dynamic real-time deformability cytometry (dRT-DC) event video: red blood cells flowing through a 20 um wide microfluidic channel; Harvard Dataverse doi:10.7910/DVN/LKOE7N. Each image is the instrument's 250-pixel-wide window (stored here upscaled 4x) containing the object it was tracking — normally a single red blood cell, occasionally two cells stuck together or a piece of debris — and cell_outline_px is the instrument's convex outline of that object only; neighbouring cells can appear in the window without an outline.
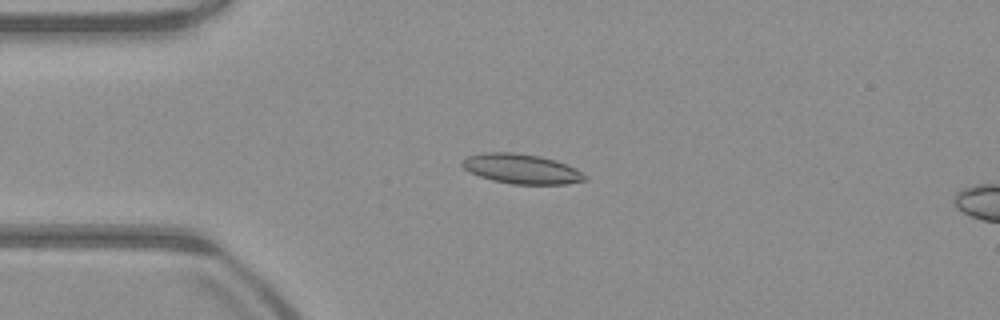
{"species": "common noctule bat (a hibernating species)", "species_latin": "Nyctalus noctula", "temperature_condition": "warm", "stored_images_in_passage": 47, "camera_frame_rate_fps": 3000, "um_per_image_px": 0.085, "animal": {"sex": "male", "body_mass_g": 23.1, "forearm_length_mm": 52.7}, "frame": {"image": 1, "passage_image": 8, "time_ms": 2.333, "image_size_px": [1000, 320], "cell_outline_px": [[588, 180], [568, 184], [512, 184], [492, 180], [468, 172], [460, 164], [468, 156], [484, 152], [512, 152], [540, 156], [556, 160], [576, 168]], "centroid_in_image_um": [44.32, 14.35], "position_along_channel_um": 40.7, "area_um2": 21.27}}
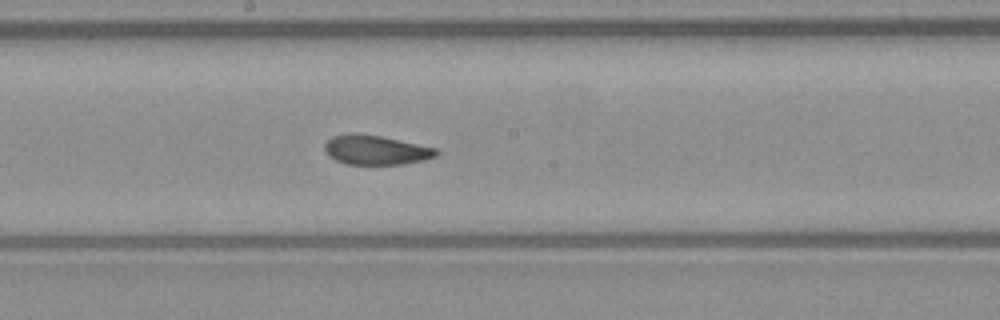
{"frame": {"image": 2, "passage_image": 23, "time_ms": 7.333, "image_size_px": [1000, 320], "cell_outline_px": [[440, 152], [436, 156], [424, 160], [404, 164], [348, 164], [336, 160], [328, 156], [324, 152], [324, 144], [332, 136], [380, 136], [436, 148]], "centroid_in_image_um": [31.98, 12.79], "position_along_channel_um": 216.2, "area_um2": 18.5}}
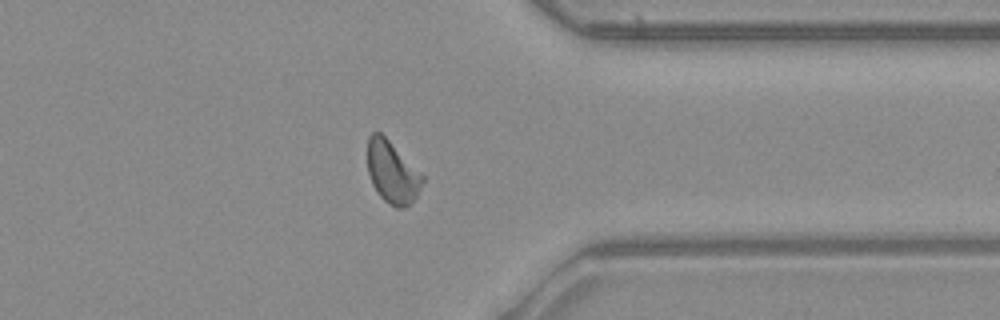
{"frame": {"image": 3, "passage_image": 36, "time_ms": 11.667, "image_size_px": [1000, 320], "cell_outline_px": [[424, 180], [416, 196], [404, 208], [396, 208], [384, 200], [380, 196], [372, 184], [368, 172], [368, 136], [372, 132], [380, 132], [424, 176]], "centroid_in_image_um": [33.32, 14.64], "position_along_channel_um": 378.1, "area_um2": 19.48}, "authors_computed_cell_mechanics": {"area_um2": 19.8832, "velocity_mm_per_s": 3.9515, "shape_relaxation_time_tau1_ms": 10.0099, "shape_relaxation_time_tau2_ms": 1.6302, "deformation_change_tau1": 0.1992, "deformation_change_tau2": 0.0814}}